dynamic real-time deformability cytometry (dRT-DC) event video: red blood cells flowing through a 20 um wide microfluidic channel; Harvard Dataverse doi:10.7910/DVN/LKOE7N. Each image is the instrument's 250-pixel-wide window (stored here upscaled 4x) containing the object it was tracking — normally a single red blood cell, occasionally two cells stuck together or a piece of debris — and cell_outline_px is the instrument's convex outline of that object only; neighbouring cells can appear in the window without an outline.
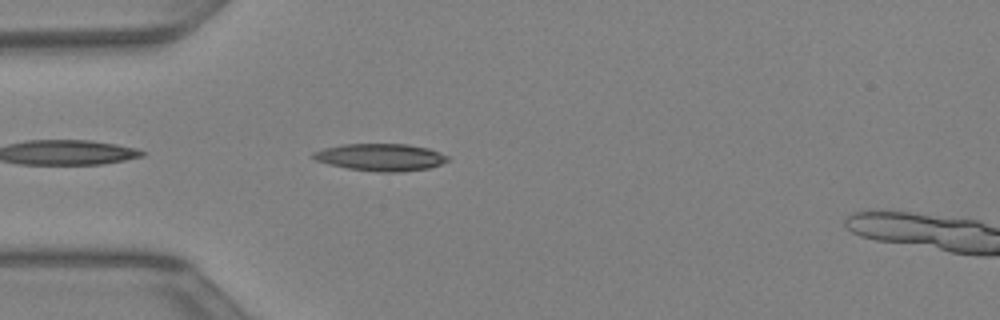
{"species": "Egyptian fruit bat (a non-hibernating species)", "species_latin": "Rousettus aegyptiacus", "temperature_condition": "warm", "stored_images_in_passage": 6, "camera_frame_rate_fps": 3000, "um_per_image_px": 0.085, "animal": {"sex": "female"}, "frame": {"image": 1, "passage_image": 2, "time_ms": 0.333, "image_size_px": [1000, 320], "cell_outline_px": [[448, 160], [440, 164], [428, 168], [400, 172], [380, 172], [348, 168], [328, 164], [316, 160], [312, 156], [312, 152], [324, 148], [340, 144], [408, 144], [428, 148], [440, 152], [448, 156]], "centroid_in_image_um": [32.34, 13.36], "position_along_channel_um": 52.7, "area_um2": 21.27}}